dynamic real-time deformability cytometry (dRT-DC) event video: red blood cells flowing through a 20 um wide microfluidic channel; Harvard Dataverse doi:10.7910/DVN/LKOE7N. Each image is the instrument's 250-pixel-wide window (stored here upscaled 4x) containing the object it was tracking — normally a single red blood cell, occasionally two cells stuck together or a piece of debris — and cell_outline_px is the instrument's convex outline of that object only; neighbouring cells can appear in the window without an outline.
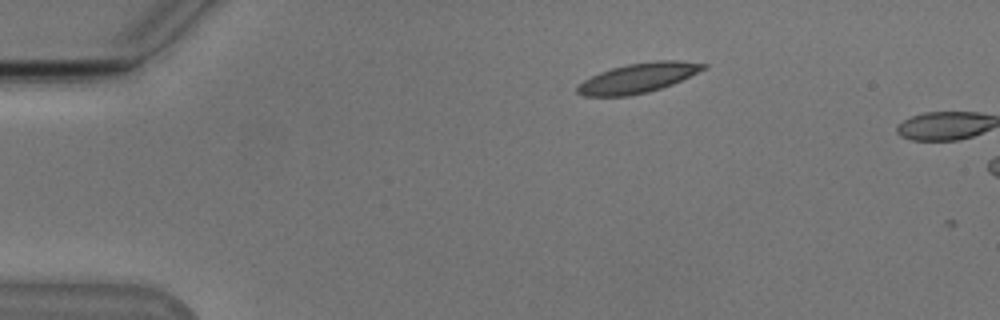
{"species": "Egyptian fruit bat (a non-hibernating species)", "species_latin": "Rousettus aegyptiacus", "temperature_condition": "cold", "stored_images_in_passage": 2, "camera_frame_rate_fps": 3000, "um_per_image_px": 0.085, "animal": {"sex": "male"}, "frame": {"image": 1, "passage_image": 1, "time_ms": 0.0, "image_size_px": [1000, 320], "cell_outline_px": [[708, 68], [672, 84], [648, 92], [628, 96], [584, 96], [576, 92], [576, 88], [584, 80], [600, 72], [612, 68], [628, 64], [656, 60], [680, 60], [708, 64]], "centroid_in_image_um": [54.27, 6.62], "position_along_channel_um": 30.7, "area_um2": 21.73}}